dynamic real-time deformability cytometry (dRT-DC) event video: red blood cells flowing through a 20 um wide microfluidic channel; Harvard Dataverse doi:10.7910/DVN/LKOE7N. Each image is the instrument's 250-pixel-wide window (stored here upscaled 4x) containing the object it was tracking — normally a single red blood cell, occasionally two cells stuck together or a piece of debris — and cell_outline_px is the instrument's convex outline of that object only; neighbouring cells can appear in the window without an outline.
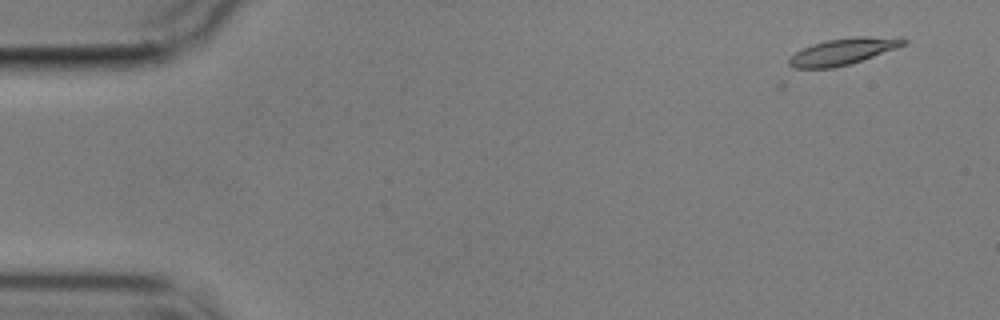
{"species": "common noctule bat (a hibernating species)", "species_latin": "Nyctalus noctula", "temperature_condition": "cold", "stored_images_in_passage": 10, "camera_frame_rate_fps": 3000, "um_per_image_px": 0.085, "animal": {"sex": "male", "body_mass_g": 17.9}, "frame": {"image": 1, "passage_image": 2, "time_ms": 1.0, "image_size_px": [1000, 320], "cell_outline_px": [[908, 44], [848, 64], [832, 68], [792, 68], [788, 64], [788, 60], [796, 52], [812, 44], [828, 40], [852, 36], [904, 36], [908, 40]], "centroid_in_image_um": [71.73, 4.34], "position_along_channel_um": 13.3, "area_um2": 17.74}}
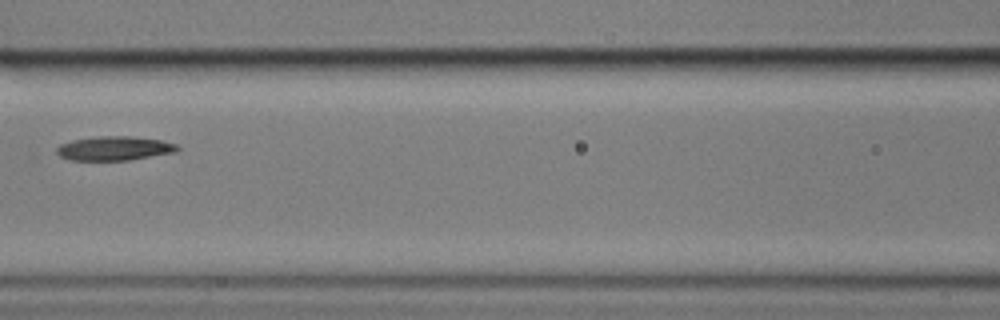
{"frame": {"image": 2, "passage_image": 7, "time_ms": 8.333, "image_size_px": [1000, 320], "cell_outline_px": [[180, 148], [176, 152], [128, 160], [68, 160], [60, 156], [56, 152], [56, 148], [60, 144], [72, 140], [100, 136], [128, 136], [160, 140], [176, 144]], "centroid_in_image_um": [9.7, 12.61], "position_along_channel_um": 156.9, "area_um2": 16.88}}
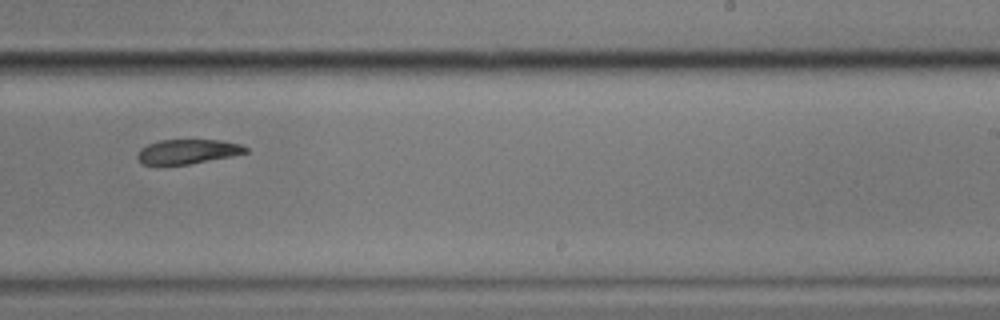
{"frame": {"image": 3, "passage_image": 10, "time_ms": 11.667, "image_size_px": [1000, 320], "cell_outline_px": [[248, 152], [232, 156], [188, 164], [144, 164], [136, 156], [136, 152], [140, 148], [148, 144], [160, 140], [220, 140], [240, 144], [248, 148]], "centroid_in_image_um": [15.95, 12.87], "position_along_channel_um": 273.1, "area_um2": 15.32}}